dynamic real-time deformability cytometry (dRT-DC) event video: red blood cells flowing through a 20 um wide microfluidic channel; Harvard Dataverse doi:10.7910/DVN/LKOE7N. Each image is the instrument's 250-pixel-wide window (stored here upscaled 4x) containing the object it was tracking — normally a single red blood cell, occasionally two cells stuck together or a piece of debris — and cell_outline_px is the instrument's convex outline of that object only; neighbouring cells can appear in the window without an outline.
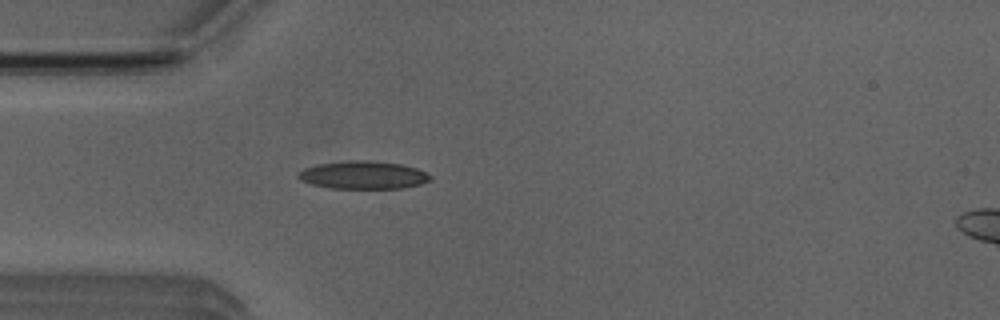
{"species": "Egyptian fruit bat (a non-hibernating species)", "species_latin": "Rousettus aegyptiacus", "temperature_condition": "room temperature", "stored_images_in_passage": 38, "camera_frame_rate_fps": 3000, "um_per_image_px": 0.085, "animal": {"sex": "male"}, "frame": {"image": 1, "passage_image": 1, "time_ms": 0.0, "image_size_px": [1000, 320], "cell_outline_px": [[432, 180], [420, 184], [404, 188], [328, 188], [312, 184], [300, 180], [296, 176], [304, 168], [320, 164], [348, 160], [372, 160], [400, 164], [416, 168], [432, 176]], "centroid_in_image_um": [30.88, 14.88], "position_along_channel_um": 54.1, "area_um2": 21.44}}
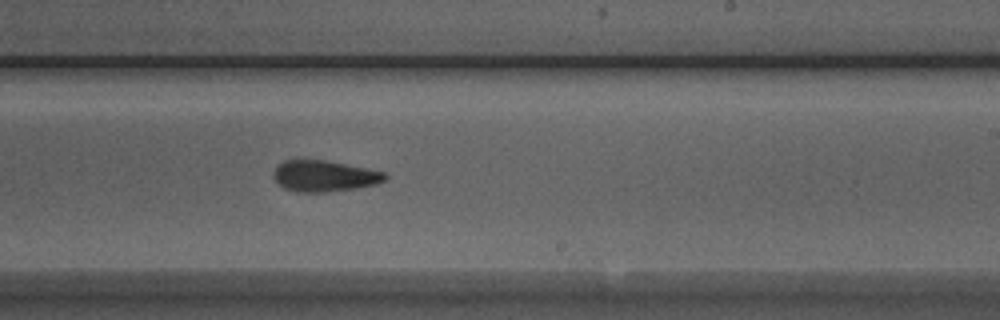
{"frame": {"image": 2, "passage_image": 17, "time_ms": 5.333, "image_size_px": [1000, 320], "cell_outline_px": [[388, 176], [384, 180], [376, 184], [356, 188], [324, 192], [296, 192], [284, 188], [272, 176], [272, 172], [276, 164], [284, 160], [324, 160], [368, 168], [384, 172]], "centroid_in_image_um": [27.53, 14.95], "position_along_channel_um": 261.5, "area_um2": 20.29}}
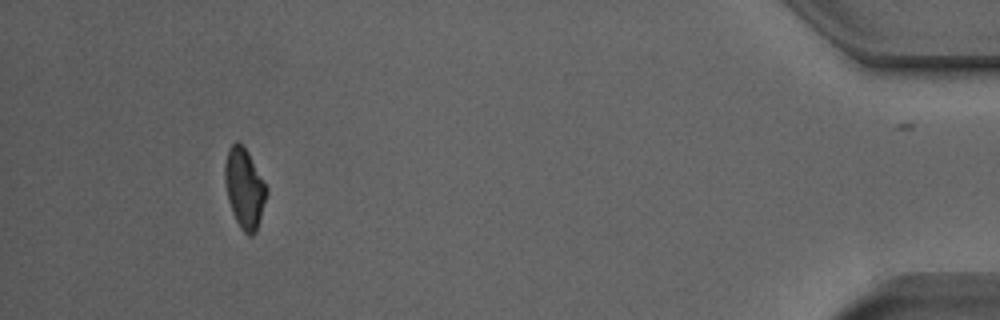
{"frame": {"image": 3, "passage_image": 34, "time_ms": 11.0, "image_size_px": [1000, 320], "cell_outline_px": [[268, 192], [260, 220], [256, 232], [252, 236], [248, 236], [240, 228], [232, 212], [228, 200], [224, 180], [224, 168], [228, 148], [236, 140], [248, 152], [268, 188]], "centroid_in_image_um": [20.78, 16.02], "position_along_channel_um": 414.4, "area_um2": 19.48}, "authors_computed_cell_mechanics": {"area_um2": 20.4323, "velocity_mm_per_s": 3.983, "shape_relaxation_time_tau1_ms": 6.9499, "shape_relaxation_time_tau2_ms": 3.775, "deformation_change_tau1": 0.1691, "deformation_change_tau2": 0.1168}}